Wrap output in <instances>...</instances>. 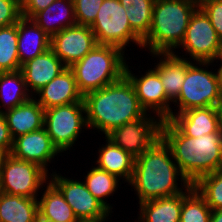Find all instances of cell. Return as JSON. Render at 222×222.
<instances>
[{
  "mask_svg": "<svg viewBox=\"0 0 222 222\" xmlns=\"http://www.w3.org/2000/svg\"><path fill=\"white\" fill-rule=\"evenodd\" d=\"M44 128L60 153L70 151L84 129H88L84 101L46 109Z\"/></svg>",
  "mask_w": 222,
  "mask_h": 222,
  "instance_id": "obj_7",
  "label": "cell"
},
{
  "mask_svg": "<svg viewBox=\"0 0 222 222\" xmlns=\"http://www.w3.org/2000/svg\"><path fill=\"white\" fill-rule=\"evenodd\" d=\"M125 53L113 45L97 44L81 60L69 67L83 96L112 84L125 75L128 59Z\"/></svg>",
  "mask_w": 222,
  "mask_h": 222,
  "instance_id": "obj_5",
  "label": "cell"
},
{
  "mask_svg": "<svg viewBox=\"0 0 222 222\" xmlns=\"http://www.w3.org/2000/svg\"><path fill=\"white\" fill-rule=\"evenodd\" d=\"M151 56L159 60L153 69L159 74L167 98L172 103L180 94L186 77V69L192 61L178 57L173 53H154Z\"/></svg>",
  "mask_w": 222,
  "mask_h": 222,
  "instance_id": "obj_19",
  "label": "cell"
},
{
  "mask_svg": "<svg viewBox=\"0 0 222 222\" xmlns=\"http://www.w3.org/2000/svg\"><path fill=\"white\" fill-rule=\"evenodd\" d=\"M9 156L10 152L5 147L0 146V172L2 166L5 164V161Z\"/></svg>",
  "mask_w": 222,
  "mask_h": 222,
  "instance_id": "obj_38",
  "label": "cell"
},
{
  "mask_svg": "<svg viewBox=\"0 0 222 222\" xmlns=\"http://www.w3.org/2000/svg\"><path fill=\"white\" fill-rule=\"evenodd\" d=\"M12 145L13 139L10 135L4 113L0 112V146L5 147L10 152Z\"/></svg>",
  "mask_w": 222,
  "mask_h": 222,
  "instance_id": "obj_37",
  "label": "cell"
},
{
  "mask_svg": "<svg viewBox=\"0 0 222 222\" xmlns=\"http://www.w3.org/2000/svg\"><path fill=\"white\" fill-rule=\"evenodd\" d=\"M32 97L21 70L0 72L1 113L29 101Z\"/></svg>",
  "mask_w": 222,
  "mask_h": 222,
  "instance_id": "obj_27",
  "label": "cell"
},
{
  "mask_svg": "<svg viewBox=\"0 0 222 222\" xmlns=\"http://www.w3.org/2000/svg\"><path fill=\"white\" fill-rule=\"evenodd\" d=\"M212 210L191 184L183 192L180 222H209Z\"/></svg>",
  "mask_w": 222,
  "mask_h": 222,
  "instance_id": "obj_31",
  "label": "cell"
},
{
  "mask_svg": "<svg viewBox=\"0 0 222 222\" xmlns=\"http://www.w3.org/2000/svg\"><path fill=\"white\" fill-rule=\"evenodd\" d=\"M105 139V145L102 144L98 148L95 166L129 183L133 175L135 158L106 136Z\"/></svg>",
  "mask_w": 222,
  "mask_h": 222,
  "instance_id": "obj_22",
  "label": "cell"
},
{
  "mask_svg": "<svg viewBox=\"0 0 222 222\" xmlns=\"http://www.w3.org/2000/svg\"><path fill=\"white\" fill-rule=\"evenodd\" d=\"M126 9L131 29L143 40L150 32L155 0H119Z\"/></svg>",
  "mask_w": 222,
  "mask_h": 222,
  "instance_id": "obj_29",
  "label": "cell"
},
{
  "mask_svg": "<svg viewBox=\"0 0 222 222\" xmlns=\"http://www.w3.org/2000/svg\"><path fill=\"white\" fill-rule=\"evenodd\" d=\"M196 8L190 0H155L150 32L142 40V49L149 54L173 53L183 41Z\"/></svg>",
  "mask_w": 222,
  "mask_h": 222,
  "instance_id": "obj_4",
  "label": "cell"
},
{
  "mask_svg": "<svg viewBox=\"0 0 222 222\" xmlns=\"http://www.w3.org/2000/svg\"><path fill=\"white\" fill-rule=\"evenodd\" d=\"M39 96L37 98V96ZM83 94L79 91L72 70L67 67L52 81L40 89L34 99L44 108V110L84 101Z\"/></svg>",
  "mask_w": 222,
  "mask_h": 222,
  "instance_id": "obj_16",
  "label": "cell"
},
{
  "mask_svg": "<svg viewBox=\"0 0 222 222\" xmlns=\"http://www.w3.org/2000/svg\"><path fill=\"white\" fill-rule=\"evenodd\" d=\"M202 9L210 18L218 38L222 41V0L208 2Z\"/></svg>",
  "mask_w": 222,
  "mask_h": 222,
  "instance_id": "obj_35",
  "label": "cell"
},
{
  "mask_svg": "<svg viewBox=\"0 0 222 222\" xmlns=\"http://www.w3.org/2000/svg\"><path fill=\"white\" fill-rule=\"evenodd\" d=\"M219 118V133L222 135V100L216 107Z\"/></svg>",
  "mask_w": 222,
  "mask_h": 222,
  "instance_id": "obj_41",
  "label": "cell"
},
{
  "mask_svg": "<svg viewBox=\"0 0 222 222\" xmlns=\"http://www.w3.org/2000/svg\"><path fill=\"white\" fill-rule=\"evenodd\" d=\"M104 0H73L77 25L90 26L96 19Z\"/></svg>",
  "mask_w": 222,
  "mask_h": 222,
  "instance_id": "obj_33",
  "label": "cell"
},
{
  "mask_svg": "<svg viewBox=\"0 0 222 222\" xmlns=\"http://www.w3.org/2000/svg\"><path fill=\"white\" fill-rule=\"evenodd\" d=\"M44 187L38 198L39 217L53 222H79L63 194L50 180Z\"/></svg>",
  "mask_w": 222,
  "mask_h": 222,
  "instance_id": "obj_24",
  "label": "cell"
},
{
  "mask_svg": "<svg viewBox=\"0 0 222 222\" xmlns=\"http://www.w3.org/2000/svg\"><path fill=\"white\" fill-rule=\"evenodd\" d=\"M3 188H2V177H1V172H0V197L3 195Z\"/></svg>",
  "mask_w": 222,
  "mask_h": 222,
  "instance_id": "obj_44",
  "label": "cell"
},
{
  "mask_svg": "<svg viewBox=\"0 0 222 222\" xmlns=\"http://www.w3.org/2000/svg\"><path fill=\"white\" fill-rule=\"evenodd\" d=\"M109 219H111V217L106 218V219H102V220H88V221H79V222H107L109 221Z\"/></svg>",
  "mask_w": 222,
  "mask_h": 222,
  "instance_id": "obj_43",
  "label": "cell"
},
{
  "mask_svg": "<svg viewBox=\"0 0 222 222\" xmlns=\"http://www.w3.org/2000/svg\"><path fill=\"white\" fill-rule=\"evenodd\" d=\"M31 20L51 38L63 29L77 25L73 0H55Z\"/></svg>",
  "mask_w": 222,
  "mask_h": 222,
  "instance_id": "obj_23",
  "label": "cell"
},
{
  "mask_svg": "<svg viewBox=\"0 0 222 222\" xmlns=\"http://www.w3.org/2000/svg\"><path fill=\"white\" fill-rule=\"evenodd\" d=\"M170 120L184 135L201 137L202 135L219 133V118L216 107H200L173 114Z\"/></svg>",
  "mask_w": 222,
  "mask_h": 222,
  "instance_id": "obj_18",
  "label": "cell"
},
{
  "mask_svg": "<svg viewBox=\"0 0 222 222\" xmlns=\"http://www.w3.org/2000/svg\"><path fill=\"white\" fill-rule=\"evenodd\" d=\"M132 67L126 64L125 76L132 83L141 107L147 113L157 115L162 121L168 120L173 115V108L170 106L171 102L167 98L159 74L150 68L143 73L144 75H135Z\"/></svg>",
  "mask_w": 222,
  "mask_h": 222,
  "instance_id": "obj_13",
  "label": "cell"
},
{
  "mask_svg": "<svg viewBox=\"0 0 222 222\" xmlns=\"http://www.w3.org/2000/svg\"><path fill=\"white\" fill-rule=\"evenodd\" d=\"M218 63L220 61L221 64H219L220 66L218 67L216 73H217V76H218V81L220 83V88H221V91H222V55L220 54L214 61L213 63Z\"/></svg>",
  "mask_w": 222,
  "mask_h": 222,
  "instance_id": "obj_40",
  "label": "cell"
},
{
  "mask_svg": "<svg viewBox=\"0 0 222 222\" xmlns=\"http://www.w3.org/2000/svg\"><path fill=\"white\" fill-rule=\"evenodd\" d=\"M36 222H53V221H50V220H47V219H41V218L38 216Z\"/></svg>",
  "mask_w": 222,
  "mask_h": 222,
  "instance_id": "obj_45",
  "label": "cell"
},
{
  "mask_svg": "<svg viewBox=\"0 0 222 222\" xmlns=\"http://www.w3.org/2000/svg\"><path fill=\"white\" fill-rule=\"evenodd\" d=\"M17 32L20 65L50 49L51 38L31 19L21 17Z\"/></svg>",
  "mask_w": 222,
  "mask_h": 222,
  "instance_id": "obj_21",
  "label": "cell"
},
{
  "mask_svg": "<svg viewBox=\"0 0 222 222\" xmlns=\"http://www.w3.org/2000/svg\"><path fill=\"white\" fill-rule=\"evenodd\" d=\"M44 108L32 97L4 112L12 139L44 127Z\"/></svg>",
  "mask_w": 222,
  "mask_h": 222,
  "instance_id": "obj_20",
  "label": "cell"
},
{
  "mask_svg": "<svg viewBox=\"0 0 222 222\" xmlns=\"http://www.w3.org/2000/svg\"><path fill=\"white\" fill-rule=\"evenodd\" d=\"M90 28L98 44L113 45L125 52L132 42L142 49V39L131 29L126 9L119 0H104Z\"/></svg>",
  "mask_w": 222,
  "mask_h": 222,
  "instance_id": "obj_8",
  "label": "cell"
},
{
  "mask_svg": "<svg viewBox=\"0 0 222 222\" xmlns=\"http://www.w3.org/2000/svg\"><path fill=\"white\" fill-rule=\"evenodd\" d=\"M88 129L108 135L121 125L142 118L147 112L141 107L135 89L124 75L120 80L83 97Z\"/></svg>",
  "mask_w": 222,
  "mask_h": 222,
  "instance_id": "obj_2",
  "label": "cell"
},
{
  "mask_svg": "<svg viewBox=\"0 0 222 222\" xmlns=\"http://www.w3.org/2000/svg\"><path fill=\"white\" fill-rule=\"evenodd\" d=\"M55 0H23L20 3L21 16L31 19L36 13L46 9Z\"/></svg>",
  "mask_w": 222,
  "mask_h": 222,
  "instance_id": "obj_36",
  "label": "cell"
},
{
  "mask_svg": "<svg viewBox=\"0 0 222 222\" xmlns=\"http://www.w3.org/2000/svg\"><path fill=\"white\" fill-rule=\"evenodd\" d=\"M85 183L89 192L99 200L111 213H113L112 205L107 203L108 197L114 196L119 187V179L116 175L110 174L107 171L101 170L92 165L90 171L84 177Z\"/></svg>",
  "mask_w": 222,
  "mask_h": 222,
  "instance_id": "obj_28",
  "label": "cell"
},
{
  "mask_svg": "<svg viewBox=\"0 0 222 222\" xmlns=\"http://www.w3.org/2000/svg\"><path fill=\"white\" fill-rule=\"evenodd\" d=\"M1 177L4 193L29 198H38L41 188L49 181V174L41 166L11 155L2 166Z\"/></svg>",
  "mask_w": 222,
  "mask_h": 222,
  "instance_id": "obj_10",
  "label": "cell"
},
{
  "mask_svg": "<svg viewBox=\"0 0 222 222\" xmlns=\"http://www.w3.org/2000/svg\"><path fill=\"white\" fill-rule=\"evenodd\" d=\"M66 68L67 66L55 53L51 49H48L43 54L21 65L20 70L23 74L27 90L34 97L40 89Z\"/></svg>",
  "mask_w": 222,
  "mask_h": 222,
  "instance_id": "obj_17",
  "label": "cell"
},
{
  "mask_svg": "<svg viewBox=\"0 0 222 222\" xmlns=\"http://www.w3.org/2000/svg\"><path fill=\"white\" fill-rule=\"evenodd\" d=\"M51 170L49 180L63 194L65 201L71 206L79 221L102 220L111 217V212L89 192L83 180L64 177L56 170Z\"/></svg>",
  "mask_w": 222,
  "mask_h": 222,
  "instance_id": "obj_12",
  "label": "cell"
},
{
  "mask_svg": "<svg viewBox=\"0 0 222 222\" xmlns=\"http://www.w3.org/2000/svg\"><path fill=\"white\" fill-rule=\"evenodd\" d=\"M38 198L10 195L0 197V222H36Z\"/></svg>",
  "mask_w": 222,
  "mask_h": 222,
  "instance_id": "obj_26",
  "label": "cell"
},
{
  "mask_svg": "<svg viewBox=\"0 0 222 222\" xmlns=\"http://www.w3.org/2000/svg\"><path fill=\"white\" fill-rule=\"evenodd\" d=\"M128 185L134 189L140 204L183 193L191 184L180 172L170 147L160 137L135 159L133 175Z\"/></svg>",
  "mask_w": 222,
  "mask_h": 222,
  "instance_id": "obj_1",
  "label": "cell"
},
{
  "mask_svg": "<svg viewBox=\"0 0 222 222\" xmlns=\"http://www.w3.org/2000/svg\"><path fill=\"white\" fill-rule=\"evenodd\" d=\"M197 8H202L206 3L216 0H190Z\"/></svg>",
  "mask_w": 222,
  "mask_h": 222,
  "instance_id": "obj_42",
  "label": "cell"
},
{
  "mask_svg": "<svg viewBox=\"0 0 222 222\" xmlns=\"http://www.w3.org/2000/svg\"><path fill=\"white\" fill-rule=\"evenodd\" d=\"M21 17V7L17 0H0V28L16 24Z\"/></svg>",
  "mask_w": 222,
  "mask_h": 222,
  "instance_id": "obj_34",
  "label": "cell"
},
{
  "mask_svg": "<svg viewBox=\"0 0 222 222\" xmlns=\"http://www.w3.org/2000/svg\"><path fill=\"white\" fill-rule=\"evenodd\" d=\"M182 203L183 193L142 202L134 222H180Z\"/></svg>",
  "mask_w": 222,
  "mask_h": 222,
  "instance_id": "obj_25",
  "label": "cell"
},
{
  "mask_svg": "<svg viewBox=\"0 0 222 222\" xmlns=\"http://www.w3.org/2000/svg\"><path fill=\"white\" fill-rule=\"evenodd\" d=\"M209 222H222V208L212 211Z\"/></svg>",
  "mask_w": 222,
  "mask_h": 222,
  "instance_id": "obj_39",
  "label": "cell"
},
{
  "mask_svg": "<svg viewBox=\"0 0 222 222\" xmlns=\"http://www.w3.org/2000/svg\"><path fill=\"white\" fill-rule=\"evenodd\" d=\"M90 26L74 25L51 37L50 49L67 66L81 60L97 45Z\"/></svg>",
  "mask_w": 222,
  "mask_h": 222,
  "instance_id": "obj_14",
  "label": "cell"
},
{
  "mask_svg": "<svg viewBox=\"0 0 222 222\" xmlns=\"http://www.w3.org/2000/svg\"><path fill=\"white\" fill-rule=\"evenodd\" d=\"M10 155L18 160L35 163L47 173H49L48 167L54 161L53 159L57 155L62 156L52 144L51 138L44 127L14 138Z\"/></svg>",
  "mask_w": 222,
  "mask_h": 222,
  "instance_id": "obj_15",
  "label": "cell"
},
{
  "mask_svg": "<svg viewBox=\"0 0 222 222\" xmlns=\"http://www.w3.org/2000/svg\"><path fill=\"white\" fill-rule=\"evenodd\" d=\"M193 187L212 211L222 208V169L200 177Z\"/></svg>",
  "mask_w": 222,
  "mask_h": 222,
  "instance_id": "obj_32",
  "label": "cell"
},
{
  "mask_svg": "<svg viewBox=\"0 0 222 222\" xmlns=\"http://www.w3.org/2000/svg\"><path fill=\"white\" fill-rule=\"evenodd\" d=\"M178 48H182L186 55H177L181 54L177 50L173 54L181 58L188 54L189 58L185 59L192 62H213L222 53V41L202 8H196L191 15L185 37Z\"/></svg>",
  "mask_w": 222,
  "mask_h": 222,
  "instance_id": "obj_9",
  "label": "cell"
},
{
  "mask_svg": "<svg viewBox=\"0 0 222 222\" xmlns=\"http://www.w3.org/2000/svg\"><path fill=\"white\" fill-rule=\"evenodd\" d=\"M17 23L0 28V72L21 69L18 56Z\"/></svg>",
  "mask_w": 222,
  "mask_h": 222,
  "instance_id": "obj_30",
  "label": "cell"
},
{
  "mask_svg": "<svg viewBox=\"0 0 222 222\" xmlns=\"http://www.w3.org/2000/svg\"><path fill=\"white\" fill-rule=\"evenodd\" d=\"M161 138L170 147L180 172L190 184L222 169V135L211 133L200 138L184 135L170 120H163Z\"/></svg>",
  "mask_w": 222,
  "mask_h": 222,
  "instance_id": "obj_3",
  "label": "cell"
},
{
  "mask_svg": "<svg viewBox=\"0 0 222 222\" xmlns=\"http://www.w3.org/2000/svg\"><path fill=\"white\" fill-rule=\"evenodd\" d=\"M210 65L211 68L214 67L213 62H192L187 67L180 94L172 103L176 105L173 108L177 109L178 107L177 112H173V114L182 113L192 108L217 107L222 100V91L217 73L215 70L208 69Z\"/></svg>",
  "mask_w": 222,
  "mask_h": 222,
  "instance_id": "obj_6",
  "label": "cell"
},
{
  "mask_svg": "<svg viewBox=\"0 0 222 222\" xmlns=\"http://www.w3.org/2000/svg\"><path fill=\"white\" fill-rule=\"evenodd\" d=\"M161 125L157 115L146 113L115 128L106 137L136 159L161 137Z\"/></svg>",
  "mask_w": 222,
  "mask_h": 222,
  "instance_id": "obj_11",
  "label": "cell"
}]
</instances>
